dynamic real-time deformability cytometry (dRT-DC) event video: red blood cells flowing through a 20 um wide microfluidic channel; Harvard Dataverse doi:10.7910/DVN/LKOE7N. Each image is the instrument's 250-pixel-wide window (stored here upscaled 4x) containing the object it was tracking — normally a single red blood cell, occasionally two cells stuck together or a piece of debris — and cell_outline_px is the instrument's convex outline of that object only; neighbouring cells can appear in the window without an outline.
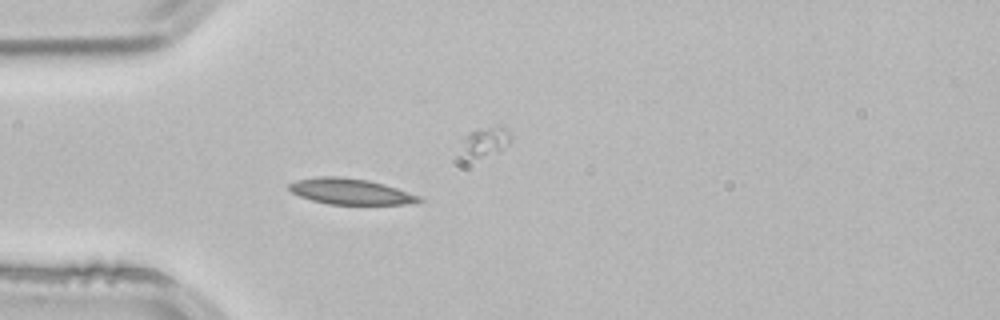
{"species": "common noctule bat (a hibernating species)", "species_latin": "Nyctalus noctula", "temperature_condition": "room temperature", "stored_images_in_passage": 2, "camera_frame_rate_fps": 3000, "um_per_image_px": 0.085, "animal": {"sex": "male", "body_mass_g": 21.5, "forearm_length_mm": 52.0}, "frame": {"image": 1, "passage_image": 2, "time_ms": 0.333, "image_size_px": [1000, 320], "cell_outline_px": [[424, 200], [416, 204], [328, 204], [312, 200], [300, 196], [292, 192], [288, 188], [288, 184], [296, 180], [316, 176], [340, 176], [368, 180], [384, 184], [420, 196]], "centroid_in_image_um": [29.8, 16.27], "position_along_channel_um": 55.2, "area_um2": 19.65}}